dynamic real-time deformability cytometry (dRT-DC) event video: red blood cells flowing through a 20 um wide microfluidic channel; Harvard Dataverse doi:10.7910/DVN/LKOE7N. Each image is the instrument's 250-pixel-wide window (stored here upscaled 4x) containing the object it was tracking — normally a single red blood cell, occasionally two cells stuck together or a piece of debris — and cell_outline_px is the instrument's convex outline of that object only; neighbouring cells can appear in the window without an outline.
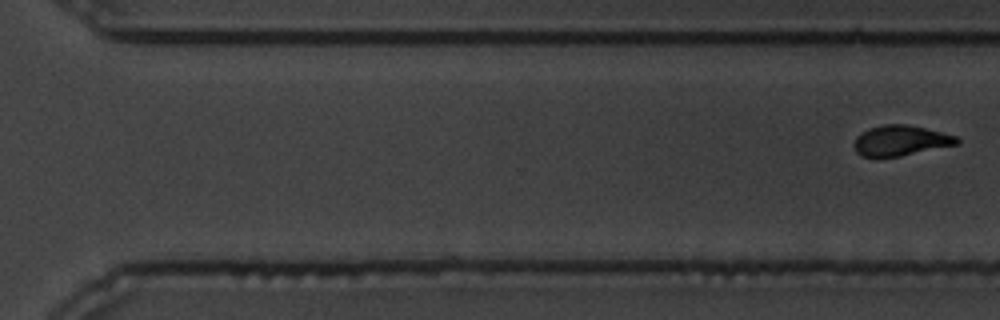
{"species": "common noctule bat (a hibernating species)", "species_latin": "Nyctalus noctula", "temperature_condition": "warm", "stored_images_in_passage": 11, "segment_of_instrument_passage": [2, 2], "camera_frame_rate_fps": 3000, "um_per_image_px": 0.085, "animal": {"sex": "male", "body_mass_g": 19.5, "forearm_length_mm": 54.6}, "frame": {"image": 1, "passage_image": 11, "time_ms": 12.667, "image_size_px": [1000, 320], "cell_outline_px": [[960, 144], [900, 156], [860, 156], [856, 152], [852, 144], [856, 136], [860, 132], [868, 128], [884, 124], [904, 124], [924, 128], [956, 136], [960, 140]], "centroid_in_image_um": [76.52, 11.94], "position_along_channel_um": 294.1, "area_um2": 18.21}}